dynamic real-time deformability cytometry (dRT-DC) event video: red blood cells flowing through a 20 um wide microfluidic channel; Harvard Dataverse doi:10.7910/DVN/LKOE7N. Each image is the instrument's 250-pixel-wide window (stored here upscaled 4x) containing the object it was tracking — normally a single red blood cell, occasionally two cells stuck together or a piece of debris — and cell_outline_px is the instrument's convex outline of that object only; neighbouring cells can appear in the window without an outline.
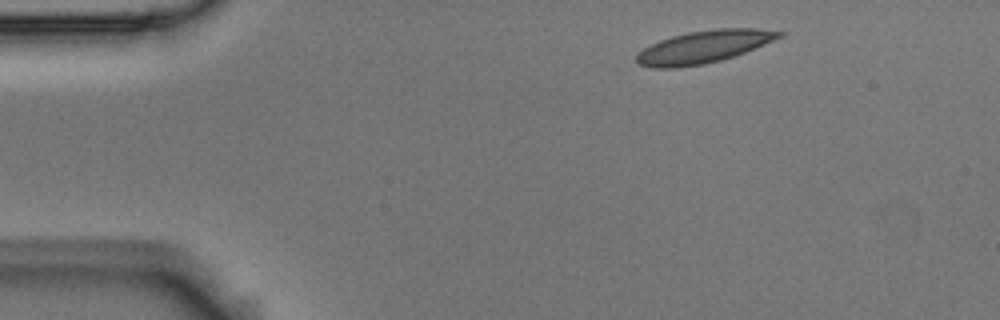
{"species": "Egyptian fruit bat (a non-hibernating species)", "species_latin": "Rousettus aegyptiacus", "temperature_condition": "room temperature", "stored_images_in_passage": 4, "camera_frame_rate_fps": 3000, "um_per_image_px": 0.085, "animal": {"sex": "male"}, "frame": {"image": 1, "passage_image": 1, "time_ms": 0.0, "image_size_px": [1000, 320], "cell_outline_px": [[788, 32], [784, 36], [744, 52], [720, 60], [704, 64], [676, 68], [652, 68], [636, 64], [636, 56], [644, 48], [660, 40], [672, 36], [688, 32], [716, 28], [756, 28]], "centroid_in_image_um": [59.83, 3.97], "position_along_channel_um": 25.2, "area_um2": 26.93}}
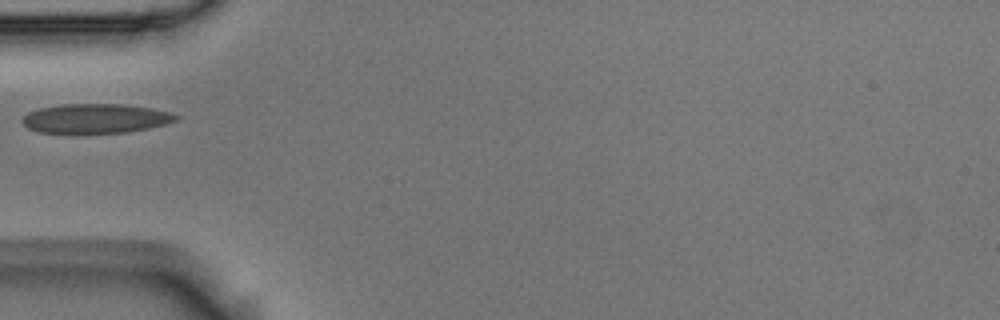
{"frame": {"image": 2, "passage_image": 4, "time_ms": 1.0, "image_size_px": [1000, 320], "cell_outline_px": [[180, 116], [176, 120], [164, 124], [148, 128], [124, 132], [76, 136], [36, 132], [28, 128], [20, 120], [28, 112], [40, 108], [64, 104], [120, 104], [152, 108], [168, 112]], "centroid_in_image_um": [8.03, 10.12], "position_along_channel_um": 77.0, "area_um2": 27.17}}